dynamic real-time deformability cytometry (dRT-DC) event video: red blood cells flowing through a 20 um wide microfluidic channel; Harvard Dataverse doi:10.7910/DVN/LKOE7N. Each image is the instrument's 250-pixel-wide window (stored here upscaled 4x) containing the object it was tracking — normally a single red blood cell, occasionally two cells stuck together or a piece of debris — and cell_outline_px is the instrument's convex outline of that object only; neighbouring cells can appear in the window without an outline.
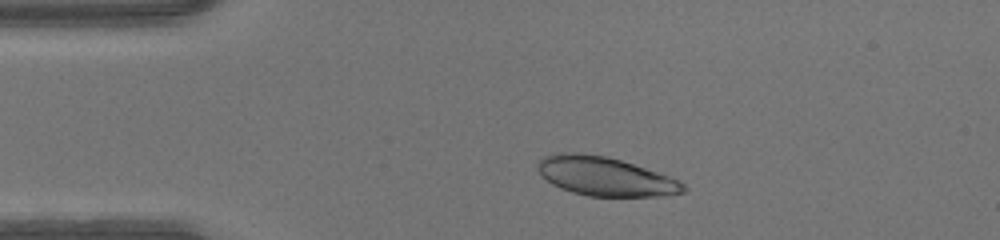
{"species": "human", "species_latin": "Homo sapiens", "temperature_condition": "warm", "stored_images_in_passage": 43, "camera_frame_rate_fps": 3000, "um_per_image_px": 0.085, "donor": {"sex": "male"}, "frame": {"image": 1, "passage_image": 5, "time_ms": 1.333, "image_size_px": [1000, 240], "cell_outline_px": [[688, 188], [684, 192], [664, 196], [588, 196], [572, 192], [560, 188], [552, 184], [536, 168], [536, 164], [544, 156], [556, 152], [580, 152], [608, 156], [668, 176], [684, 184]], "centroid_in_image_um": [51.4, 14.98], "position_along_channel_um": 33.6, "area_um2": 32.89}}
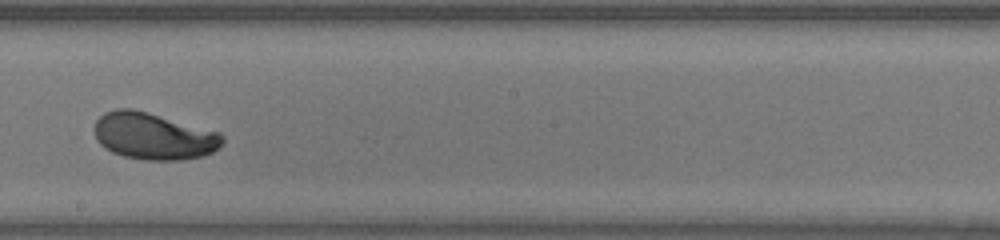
{"frame": {"image": 2, "passage_image": 22, "time_ms": 7.0, "image_size_px": [1000, 240], "cell_outline_px": [[224, 144], [220, 148], [204, 156], [180, 160], [144, 160], [124, 156], [112, 152], [104, 148], [96, 140], [96, 120], [104, 112], [116, 108], [132, 108], [148, 112], [220, 132], [224, 136]], "centroid_in_image_um": [13.09, 11.57], "position_along_channel_um": 235.1, "area_um2": 35.2}}
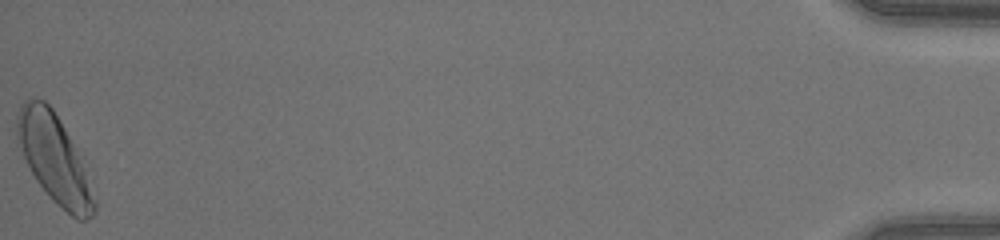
{"frame": {"image": 3, "passage_image": 43, "time_ms": 14.0, "image_size_px": [1000, 240], "cell_outline_px": [[96, 212], [92, 216], [84, 220], [76, 220], [52, 200], [36, 180], [24, 156], [16, 136], [16, 120], [20, 104], [24, 100], [44, 100], [52, 108], [64, 128], [72, 144], [96, 200]], "centroid_in_image_um": [4.58, 13.52], "position_along_channel_um": 430.6, "area_um2": 38.32}}